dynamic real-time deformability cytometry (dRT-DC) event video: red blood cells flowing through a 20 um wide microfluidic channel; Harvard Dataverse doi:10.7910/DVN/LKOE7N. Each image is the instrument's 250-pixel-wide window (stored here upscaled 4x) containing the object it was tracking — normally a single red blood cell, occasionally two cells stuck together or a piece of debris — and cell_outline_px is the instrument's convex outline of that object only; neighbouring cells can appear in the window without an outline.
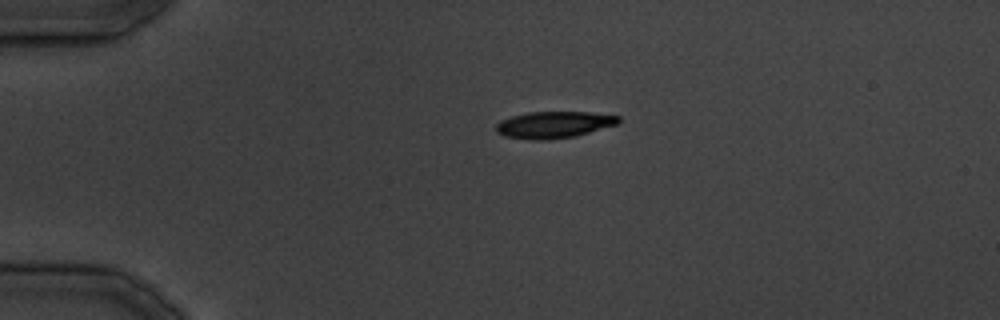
{"species": "common noctule bat (a hibernating species)", "species_latin": "Nyctalus noctula", "temperature_condition": "cold", "stored_images_in_passage": 13, "camera_frame_rate_fps": 3000, "um_per_image_px": 0.085, "animal": {"sex": "male", "body_mass_g": 19.5, "forearm_length_mm": 54.6}, "frame": {"image": 1, "passage_image": 1, "time_ms": 0.0, "image_size_px": [1000, 320], "cell_outline_px": [[620, 120], [616, 124], [576, 136], [548, 140], [532, 140], [504, 136], [496, 132], [496, 124], [500, 120], [512, 116], [528, 112], [588, 112], [620, 116]], "centroid_in_image_um": [47.04, 10.6], "position_along_channel_um": 38.0, "area_um2": 19.02}}
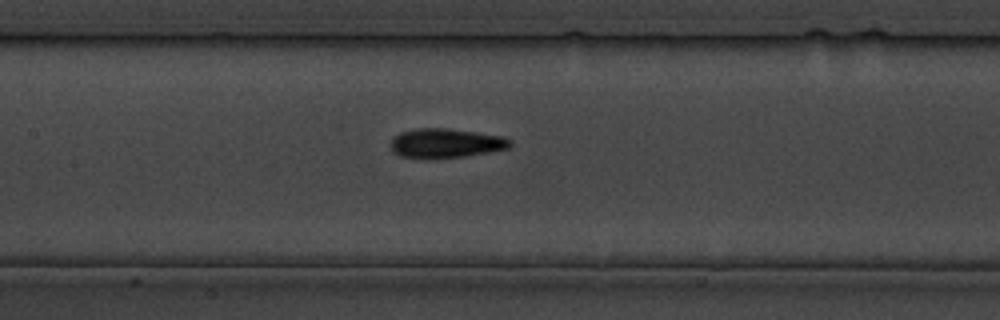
{"frame": {"image": 2, "passage_image": 10, "time_ms": 11.333, "image_size_px": [1000, 320], "cell_outline_px": [[512, 144], [508, 148], [488, 152], [464, 156], [428, 160], [424, 160], [400, 156], [392, 152], [392, 136], [400, 132], [420, 128], [444, 128], [500, 136], [512, 140]], "centroid_in_image_um": [37.82, 12.2], "position_along_channel_um": 169.6, "area_um2": 20.52}}